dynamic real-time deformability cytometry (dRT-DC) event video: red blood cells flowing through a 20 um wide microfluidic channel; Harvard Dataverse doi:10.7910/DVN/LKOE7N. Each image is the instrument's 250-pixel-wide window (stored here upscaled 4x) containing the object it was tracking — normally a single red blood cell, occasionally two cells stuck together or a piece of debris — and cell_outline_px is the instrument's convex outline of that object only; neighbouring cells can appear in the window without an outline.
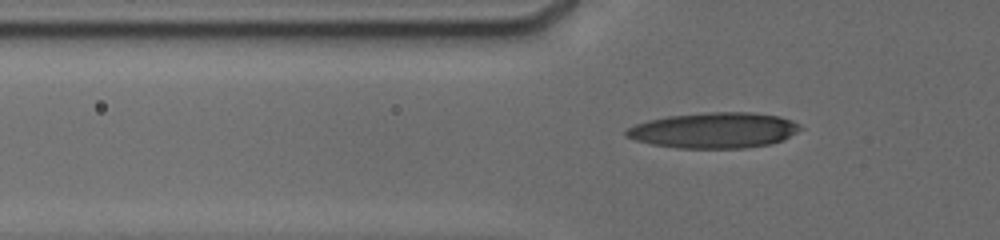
{"species": "human", "species_latin": "Homo sapiens", "temperature_condition": "cold", "stored_images_in_passage": 25, "camera_frame_rate_fps": 3000, "um_per_image_px": 0.085, "donor": {"sex": "male"}, "frame": {"image": 1, "passage_image": 11, "time_ms": 2.333, "image_size_px": [1000, 240], "cell_outline_px": [[804, 128], [784, 140], [772, 144], [744, 148], [676, 148], [652, 144], [636, 140], [624, 136], [624, 132], [628, 128], [636, 124], [648, 120], [668, 116], [704, 112], [752, 112], [780, 116], [792, 120], [800, 124]], "centroid_in_image_um": [60.74, 11.07], "position_along_channel_um": 65.1, "area_um2": 36.47}}
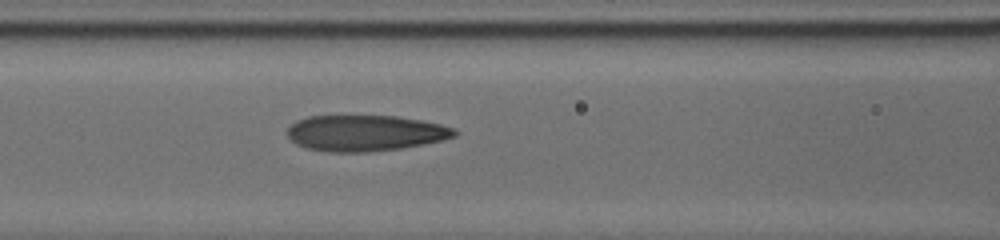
{"frame": {"image": 2, "passage_image": 19, "time_ms": 4.333, "image_size_px": [1000, 240], "cell_outline_px": [[456, 136], [440, 140], [400, 148], [368, 152], [328, 152], [304, 148], [296, 144], [288, 136], [288, 128], [296, 120], [308, 116], [396, 116], [420, 120], [440, 124], [456, 128]], "centroid_in_image_um": [31.01, 11.31], "position_along_channel_um": 135.6, "area_um2": 34.91}}
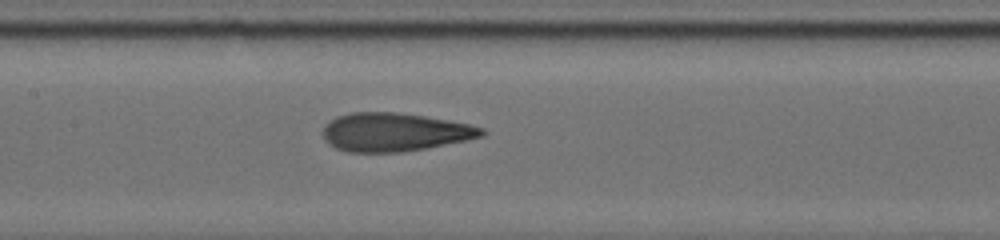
{"frame": {"image": 3, "passage_image": 23, "time_ms": 5.333, "image_size_px": [1000, 240], "cell_outline_px": [[488, 132], [484, 136], [468, 140], [428, 148], [400, 152], [348, 152], [336, 148], [328, 144], [324, 140], [324, 124], [328, 120], [336, 116], [352, 112], [396, 112], [424, 116], [468, 124], [484, 128]], "centroid_in_image_um": [33.53, 11.23], "position_along_channel_um": 173.9, "area_um2": 35.78}}